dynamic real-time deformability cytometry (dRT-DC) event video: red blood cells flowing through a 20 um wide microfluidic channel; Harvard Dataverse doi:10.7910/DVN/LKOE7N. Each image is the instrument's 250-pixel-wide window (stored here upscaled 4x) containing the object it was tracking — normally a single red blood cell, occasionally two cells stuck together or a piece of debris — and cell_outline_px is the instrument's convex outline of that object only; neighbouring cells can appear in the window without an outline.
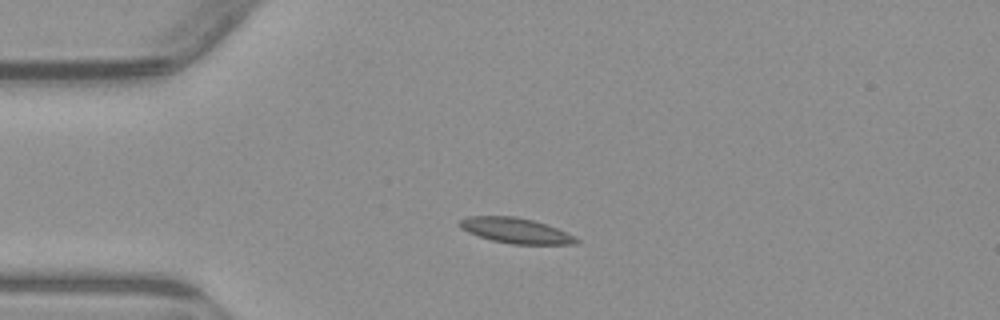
{"species": "common noctule bat (a hibernating species)", "species_latin": "Nyctalus noctula", "temperature_condition": "warm", "stored_images_in_passage": 5, "camera_frame_rate_fps": 3000, "um_per_image_px": 0.085, "animal": {"sex": "male", "body_mass_g": 23.1, "forearm_length_mm": 52.7}, "frame": {"image": 1, "passage_image": 5, "time_ms": 9.0, "image_size_px": [1000, 320], "cell_outline_px": [[580, 240], [576, 244], [512, 244], [492, 240], [468, 232], [460, 228], [456, 224], [460, 220], [468, 216], [516, 216], [532, 220], [556, 228], [576, 236]], "centroid_in_image_um": [43.82, 19.59], "position_along_channel_um": 41.2, "area_um2": 17.17}}